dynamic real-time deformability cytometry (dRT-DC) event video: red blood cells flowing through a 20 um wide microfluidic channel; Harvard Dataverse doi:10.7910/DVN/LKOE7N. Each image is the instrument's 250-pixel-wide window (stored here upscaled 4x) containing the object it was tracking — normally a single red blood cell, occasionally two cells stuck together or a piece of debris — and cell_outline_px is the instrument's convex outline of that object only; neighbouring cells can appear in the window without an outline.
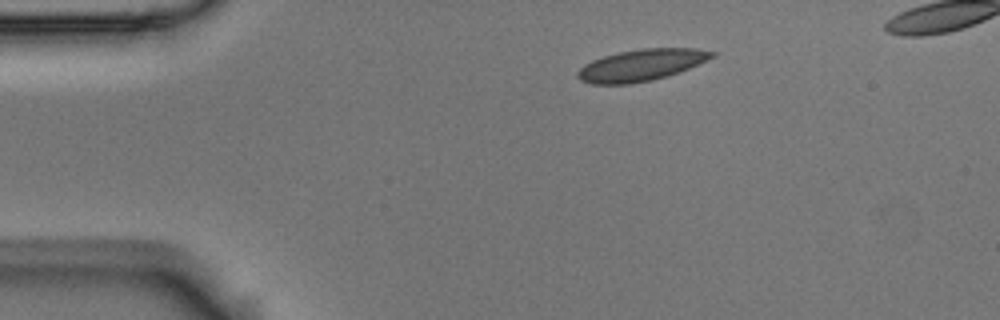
{"species": "Egyptian fruit bat (a non-hibernating species)", "species_latin": "Rousettus aegyptiacus", "temperature_condition": "room temperature", "stored_images_in_passage": 9, "camera_frame_rate_fps": 3000, "um_per_image_px": 0.085, "animal": {"sex": "male"}, "frame": {"image": 1, "passage_image": 1, "time_ms": 0.0, "image_size_px": [1000, 320], "cell_outline_px": [[716, 56], [688, 68], [668, 76], [652, 80], [628, 84], [592, 84], [580, 80], [576, 76], [576, 72], [584, 64], [592, 60], [604, 56], [620, 52], [640, 48], [696, 48], [716, 52]], "centroid_in_image_um": [54.49, 5.53], "position_along_channel_um": 30.5, "area_um2": 24.74}}
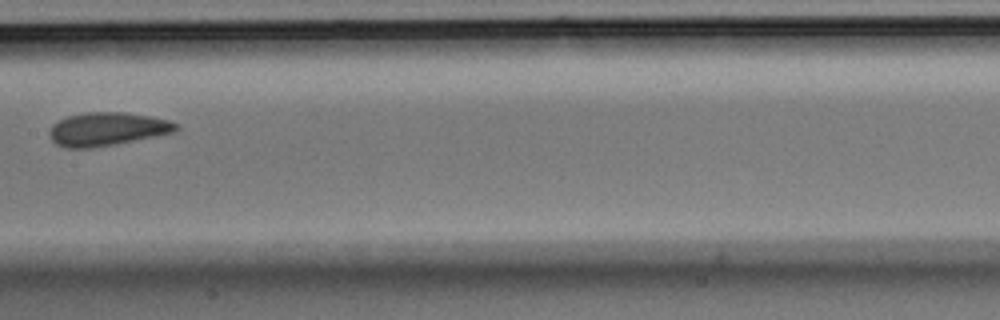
{"frame": {"image": 2, "passage_image": 6, "time_ms": 1.667, "image_size_px": [1000, 320], "cell_outline_px": [[180, 128], [172, 132], [156, 136], [116, 144], [92, 148], [64, 148], [56, 144], [52, 140], [48, 132], [52, 124], [68, 116], [84, 112], [124, 112], [152, 116], [168, 120], [180, 124]], "centroid_in_image_um": [9.11, 10.97], "position_along_channel_um": 198.3, "area_um2": 24.8}}
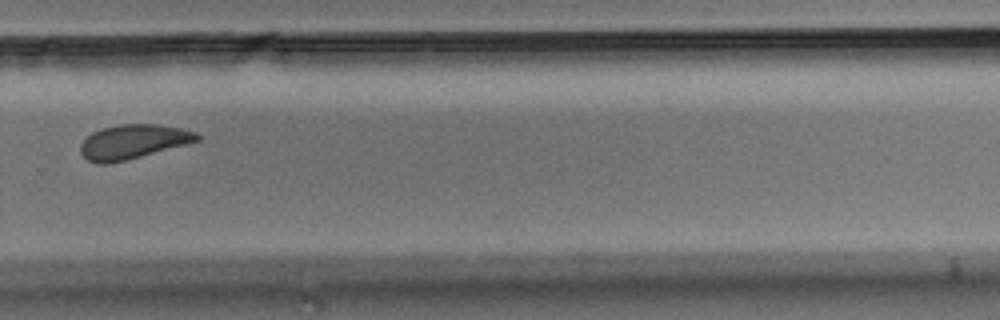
{"frame": {"image": 3, "passage_image": 9, "time_ms": 2.667, "image_size_px": [1000, 320], "cell_outline_px": [[200, 140], [140, 156], [108, 164], [100, 164], [88, 160], [80, 152], [80, 144], [92, 132], [104, 128], [120, 124], [160, 124], [184, 128], [196, 132], [200, 136]], "centroid_in_image_um": [11.32, 12.03], "position_along_channel_um": 318.5, "area_um2": 23.06}}